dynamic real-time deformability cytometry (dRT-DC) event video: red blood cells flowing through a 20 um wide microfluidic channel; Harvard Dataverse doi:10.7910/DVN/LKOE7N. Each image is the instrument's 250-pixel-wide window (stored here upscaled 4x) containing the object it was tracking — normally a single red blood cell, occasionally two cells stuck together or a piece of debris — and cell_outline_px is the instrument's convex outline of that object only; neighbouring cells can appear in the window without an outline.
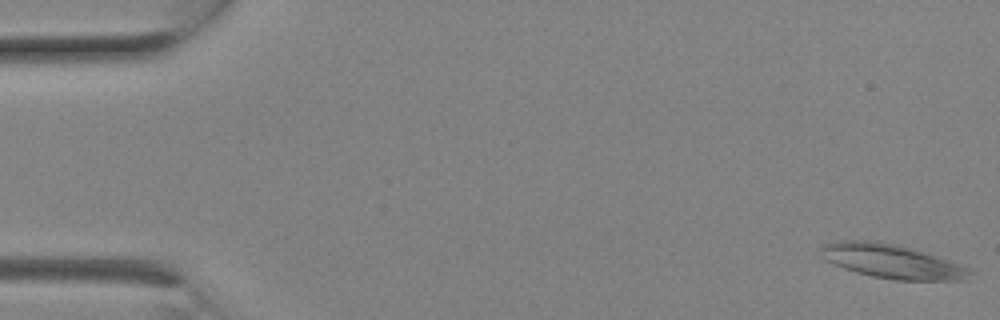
{"species": "Egyptian fruit bat (a non-hibernating species)", "species_latin": "Rousettus aegyptiacus", "temperature_condition": "room temperature", "stored_images_in_passage": 3, "camera_frame_rate_fps": 3000, "um_per_image_px": 0.085, "animal": {"sex": "female"}, "frame": {"image": 1, "passage_image": 1, "time_ms": 0.0, "image_size_px": [1000, 320], "cell_outline_px": [[976, 272], [964, 280], [896, 280], [872, 276], [856, 272], [832, 264], [820, 256], [820, 248], [824, 244], [832, 240], [876, 240], [896, 244], [912, 248], [960, 264]], "centroid_in_image_um": [75.77, 22.2], "position_along_channel_um": 9.2, "area_um2": 29.82}}